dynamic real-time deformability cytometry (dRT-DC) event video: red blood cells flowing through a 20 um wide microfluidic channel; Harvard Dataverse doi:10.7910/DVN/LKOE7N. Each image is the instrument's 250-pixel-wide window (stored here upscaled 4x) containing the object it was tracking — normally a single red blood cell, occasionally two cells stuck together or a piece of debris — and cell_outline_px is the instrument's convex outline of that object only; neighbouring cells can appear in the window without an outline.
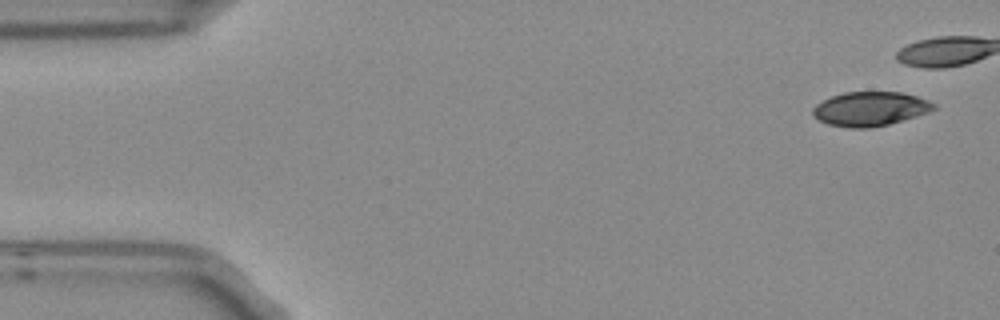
{"species": "Egyptian fruit bat (a non-hibernating species)", "species_latin": "Rousettus aegyptiacus", "temperature_condition": "room temperature", "stored_images_in_passage": 11, "camera_frame_rate_fps": 3000, "um_per_image_px": 0.085, "frame": {"image": 1, "passage_image": 1, "time_ms": 0.0, "image_size_px": [1000, 320], "cell_outline_px": [[936, 108], [928, 112], [916, 116], [888, 124], [872, 128], [848, 128], [828, 124], [820, 120], [812, 112], [812, 108], [816, 104], [832, 96], [844, 92], [900, 92], [916, 96], [928, 100], [936, 104]], "centroid_in_image_um": [73.97, 9.25], "position_along_channel_um": 11.0, "area_um2": 23.99}}
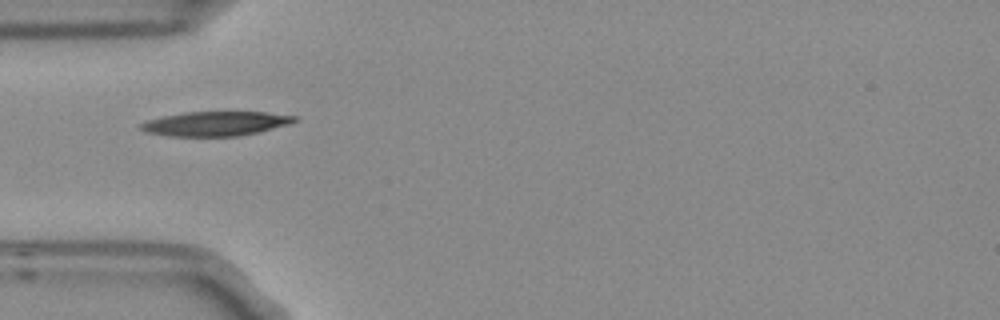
{"frame": {"image": 2, "passage_image": 5, "time_ms": 1.333, "image_size_px": [1000, 320], "cell_outline_px": [[300, 120], [288, 124], [256, 132], [236, 136], [168, 136], [144, 132], [140, 128], [140, 124], [148, 120], [160, 116], [184, 112], [268, 112], [300, 116]], "centroid_in_image_um": [18.32, 10.5], "position_along_channel_um": 66.7, "area_um2": 21.96}}
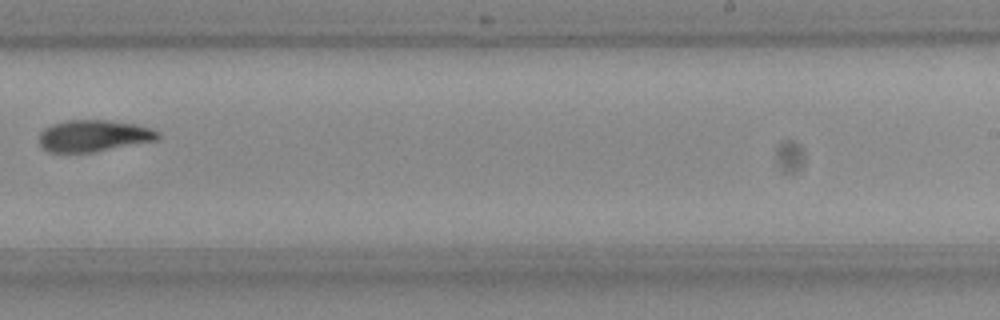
{"frame": {"image": 3, "passage_image": 10, "time_ms": 3.0, "image_size_px": [1000, 320], "cell_outline_px": [[160, 136], [156, 140], [96, 152], [48, 152], [40, 144], [40, 132], [44, 128], [52, 124], [64, 120], [108, 120], [136, 124], [152, 128], [160, 132]], "centroid_in_image_um": [7.98, 11.53], "position_along_channel_um": 281.0, "area_um2": 22.02}}